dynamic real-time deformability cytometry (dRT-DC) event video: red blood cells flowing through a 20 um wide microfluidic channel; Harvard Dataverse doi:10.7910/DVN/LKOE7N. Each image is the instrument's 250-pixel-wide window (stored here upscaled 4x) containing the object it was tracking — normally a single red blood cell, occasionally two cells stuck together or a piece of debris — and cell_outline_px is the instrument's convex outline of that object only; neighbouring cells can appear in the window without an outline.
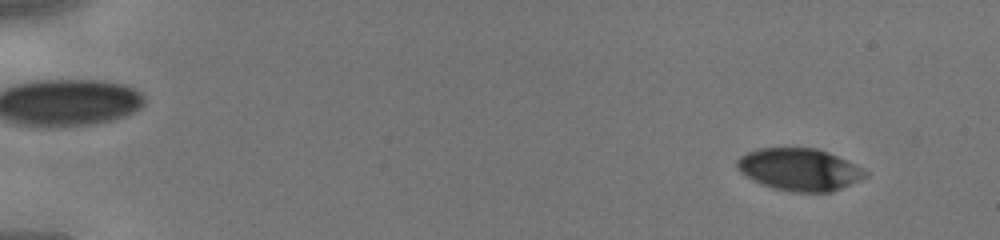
{"species": "human", "species_latin": "Homo sapiens", "temperature_condition": "cold", "stored_images_in_passage": 45, "camera_frame_rate_fps": 3000, "um_per_image_px": 0.085, "donor": {"sex": "male"}, "frame": {"image": 1, "passage_image": 4, "time_ms": 1.0, "image_size_px": [1000, 240], "cell_outline_px": [[868, 176], [832, 192], [792, 192], [772, 188], [752, 180], [740, 172], [736, 168], [736, 160], [740, 156], [756, 148], [816, 148], [828, 152], [864, 168], [868, 172]], "centroid_in_image_um": [67.93, 14.41], "position_along_channel_um": 17.1, "area_um2": 31.73}}
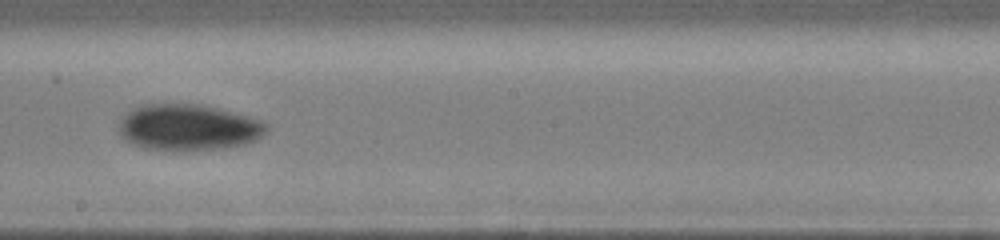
{"frame": {"image": 2, "passage_image": 27, "time_ms": 8.667, "image_size_px": [1000, 240], "cell_outline_px": [[268, 132], [256, 140], [244, 144], [224, 148], [180, 152], [144, 148], [132, 144], [120, 132], [120, 120], [132, 108], [140, 104], [204, 104], [248, 116], [260, 120], [268, 124]], "centroid_in_image_um": [16.04, 10.84], "position_along_channel_um": 232.2, "area_um2": 40.17}}
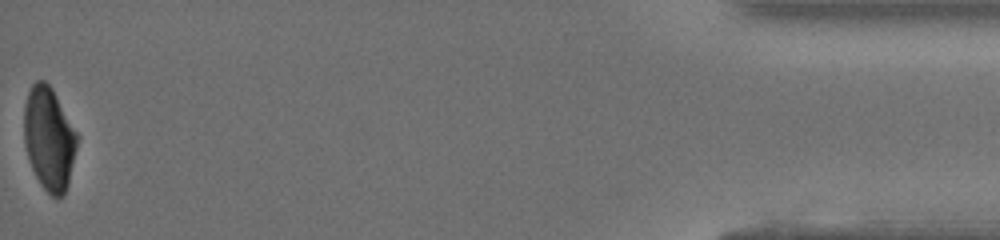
{"frame": {"image": 3, "passage_image": 45, "time_ms": 14.667, "image_size_px": [1000, 240], "cell_outline_px": [[80, 136], [68, 184], [64, 192], [60, 196], [52, 196], [40, 184], [32, 168], [24, 144], [24, 104], [28, 92], [32, 84], [36, 80], [44, 80], [52, 88]], "centroid_in_image_um": [4.18, 11.74], "position_along_channel_um": 431.0, "area_um2": 32.02}}